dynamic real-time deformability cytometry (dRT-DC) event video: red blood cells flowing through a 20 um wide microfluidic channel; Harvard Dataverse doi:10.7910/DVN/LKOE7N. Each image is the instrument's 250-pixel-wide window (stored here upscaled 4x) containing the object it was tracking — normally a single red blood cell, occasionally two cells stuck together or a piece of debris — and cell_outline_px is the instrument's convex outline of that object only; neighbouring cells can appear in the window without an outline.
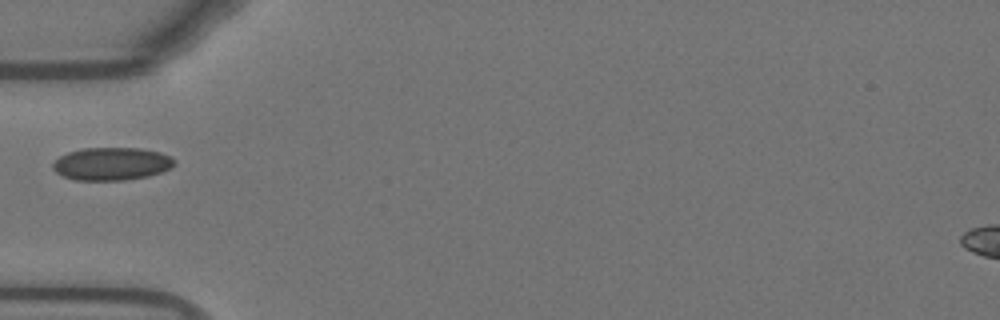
{"species": "Egyptian fruit bat (a non-hibernating species)", "species_latin": "Rousettus aegyptiacus", "temperature_condition": "warm", "stored_images_in_passage": 37, "camera_frame_rate_fps": 3000, "um_per_image_px": 0.085, "animal": {"sex": "female"}, "frame": {"image": 1, "passage_image": 1, "time_ms": 0.0, "image_size_px": [1000, 320], "cell_outline_px": [[176, 164], [172, 168], [148, 176], [124, 180], [72, 180], [56, 172], [52, 168], [52, 164], [60, 156], [68, 152], [80, 148], [140, 148], [160, 152], [172, 156], [176, 160]], "centroid_in_image_um": [9.51, 13.92], "position_along_channel_um": 75.5, "area_um2": 23.47}}
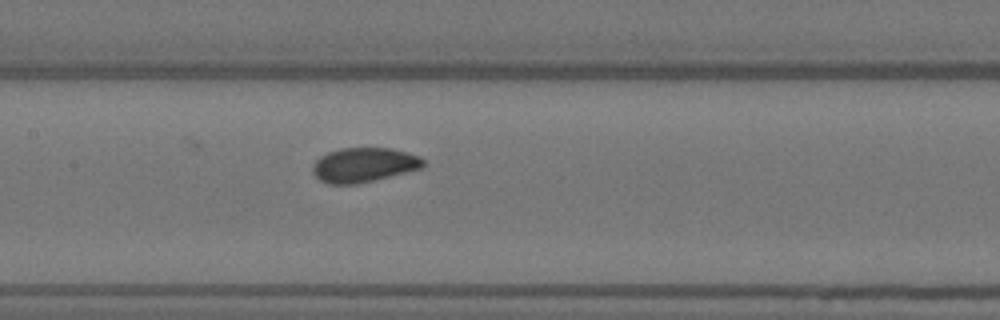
{"frame": {"image": 2, "passage_image": 9, "time_ms": 2.667, "image_size_px": [1000, 320], "cell_outline_px": [[424, 168], [356, 184], [328, 184], [320, 180], [312, 172], [312, 168], [316, 160], [320, 156], [328, 152], [340, 148], [392, 148], [408, 152], [420, 156], [424, 160]], "centroid_in_image_um": [30.94, 14.01], "position_along_channel_um": 176.5, "area_um2": 22.31}}
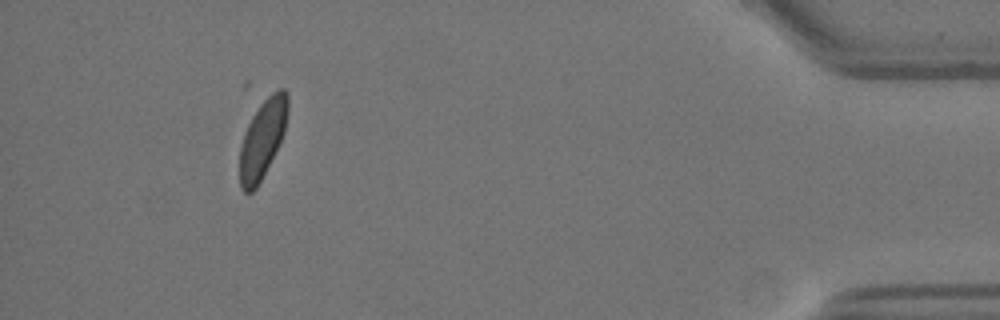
{"frame": {"image": 3, "passage_image": 33, "time_ms": 10.667, "image_size_px": [1000, 320], "cell_outline_px": [[288, 112], [284, 132], [256, 188], [252, 192], [244, 192], [240, 188], [240, 144], [244, 132], [252, 116], [260, 104], [276, 88], [284, 88], [288, 92]], "centroid_in_image_um": [22.31, 11.74], "position_along_channel_um": 412.9, "area_um2": 21.68}}